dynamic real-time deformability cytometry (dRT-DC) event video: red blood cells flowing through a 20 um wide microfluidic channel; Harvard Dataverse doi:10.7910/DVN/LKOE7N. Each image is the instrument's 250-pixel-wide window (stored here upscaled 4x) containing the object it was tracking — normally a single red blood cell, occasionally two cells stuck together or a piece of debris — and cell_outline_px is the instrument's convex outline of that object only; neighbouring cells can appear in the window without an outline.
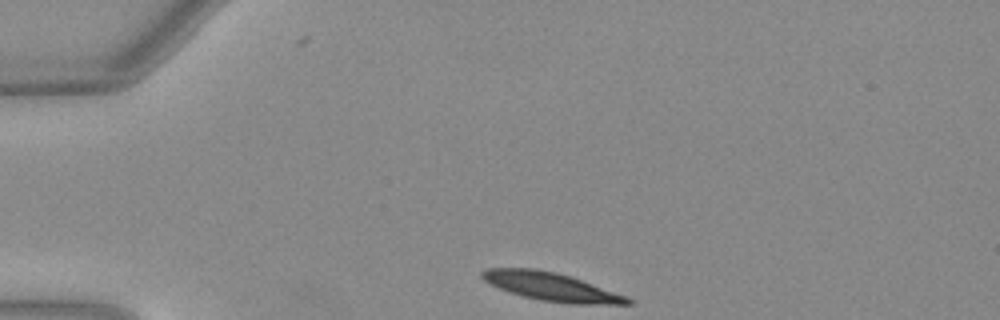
{"species": "Egyptian fruit bat (a non-hibernating species)", "species_latin": "Rousettus aegyptiacus", "temperature_condition": "warm", "stored_images_in_passage": 34, "camera_frame_rate_fps": 3000, "um_per_image_px": 0.085, "animal": {"sex": "female"}, "frame": {"image": 1, "passage_image": 1, "time_ms": 0.0, "image_size_px": [1000, 320], "cell_outline_px": [[632, 304], [568, 304], [540, 300], [508, 292], [484, 280], [480, 276], [480, 272], [488, 268], [536, 268], [556, 272], [580, 280], [624, 296], [632, 300]], "centroid_in_image_um": [46.79, 24.37], "position_along_channel_um": 38.2, "area_um2": 23.52}}
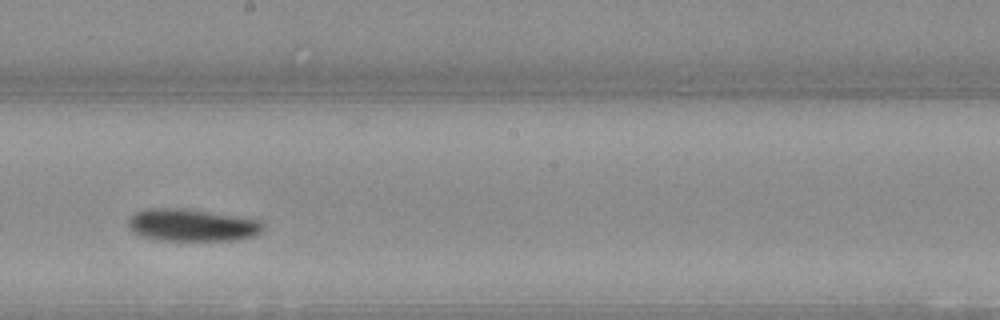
{"frame": {"image": 2, "passage_image": 19, "time_ms": 6.0, "image_size_px": [1000, 320], "cell_outline_px": [[264, 228], [256, 236], [240, 240], [152, 240], [140, 236], [132, 232], [128, 228], [128, 220], [136, 212], [148, 208], [184, 208], [260, 220], [264, 224]], "centroid_in_image_um": [16.3, 19.15], "position_along_channel_um": 231.9, "area_um2": 25.61}}
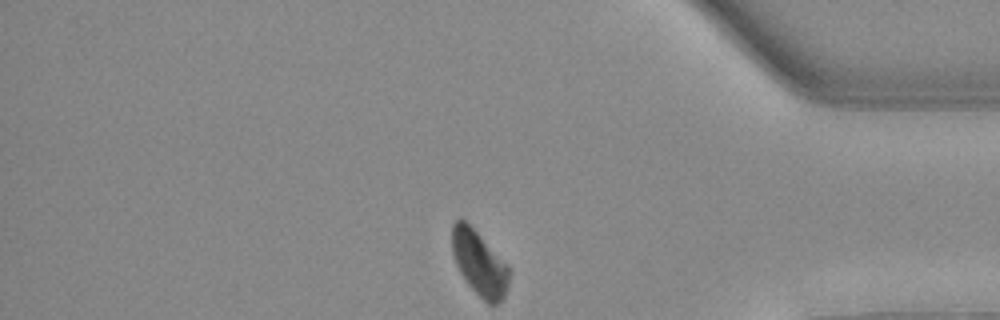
{"frame": {"image": 3, "passage_image": 33, "time_ms": 10.667, "image_size_px": [1000, 320], "cell_outline_px": [[508, 284], [504, 296], [496, 304], [488, 304], [464, 280], [456, 264], [452, 252], [452, 224], [456, 220], [464, 220], [508, 264]], "centroid_in_image_um": [40.73, 22.38], "position_along_channel_um": 394.5, "area_um2": 21.04}}